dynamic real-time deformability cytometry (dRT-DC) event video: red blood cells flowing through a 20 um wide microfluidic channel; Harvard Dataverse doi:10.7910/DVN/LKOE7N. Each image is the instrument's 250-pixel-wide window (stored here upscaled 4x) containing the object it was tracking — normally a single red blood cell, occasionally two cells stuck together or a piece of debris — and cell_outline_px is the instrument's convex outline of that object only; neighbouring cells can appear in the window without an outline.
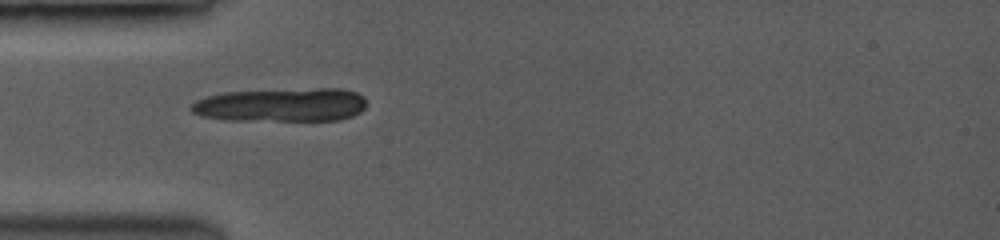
{"species": "common noctule bat (a hibernating species)", "species_latin": "Nyctalus noctula", "temperature_condition": "room temperature", "stored_images_in_passage": 3, "camera_frame_rate_fps": 3500, "um_per_image_px": 0.085, "animal": {"sex": "female", "body_mass_g": 19.0, "forearm_length_mm": 53.3}, "frame": {"image": 1, "passage_image": 1, "time_ms": 0.0, "image_size_px": [1000, 240], "cell_outline_px": [[364, 108], [360, 112], [352, 116], [340, 120], [228, 120], [200, 116], [192, 112], [188, 108], [196, 100], [208, 96], [228, 92], [320, 88], [340, 88], [356, 92], [364, 96]], "centroid_in_image_um": [23.92, 8.92], "position_along_channel_um": 61.1, "area_um2": 34.28}}
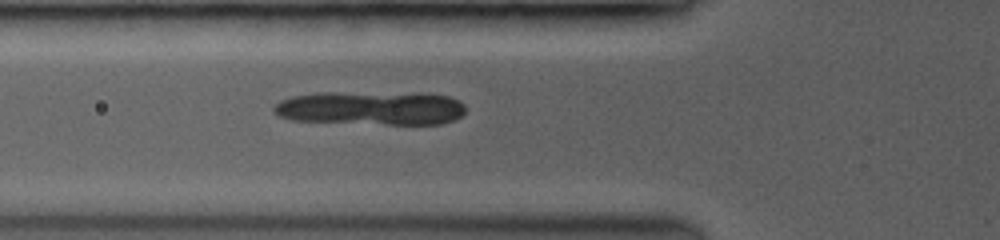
{"frame": {"image": 2, "passage_image": 3, "time_ms": 0.857, "image_size_px": [1000, 240], "cell_outline_px": [[464, 112], [460, 116], [452, 120], [440, 124], [388, 124], [292, 120], [280, 116], [272, 108], [280, 100], [296, 96], [448, 96], [464, 104]], "centroid_in_image_um": [31.57, 9.29], "position_along_channel_um": 94.2, "area_um2": 34.28}}